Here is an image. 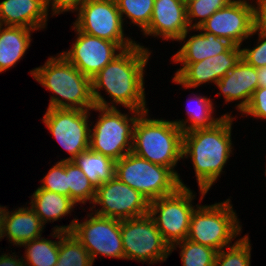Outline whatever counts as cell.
Segmentation results:
<instances>
[{
  "mask_svg": "<svg viewBox=\"0 0 266 266\" xmlns=\"http://www.w3.org/2000/svg\"><path fill=\"white\" fill-rule=\"evenodd\" d=\"M258 87H266V66L257 68Z\"/></svg>",
  "mask_w": 266,
  "mask_h": 266,
  "instance_id": "39",
  "label": "cell"
},
{
  "mask_svg": "<svg viewBox=\"0 0 266 266\" xmlns=\"http://www.w3.org/2000/svg\"><path fill=\"white\" fill-rule=\"evenodd\" d=\"M40 189H45L69 197V186L67 181V160H60L50 168L47 175L43 177Z\"/></svg>",
  "mask_w": 266,
  "mask_h": 266,
  "instance_id": "33",
  "label": "cell"
},
{
  "mask_svg": "<svg viewBox=\"0 0 266 266\" xmlns=\"http://www.w3.org/2000/svg\"><path fill=\"white\" fill-rule=\"evenodd\" d=\"M91 110L79 109H47L43 123L69 157L63 160H73L80 153L89 149Z\"/></svg>",
  "mask_w": 266,
  "mask_h": 266,
  "instance_id": "12",
  "label": "cell"
},
{
  "mask_svg": "<svg viewBox=\"0 0 266 266\" xmlns=\"http://www.w3.org/2000/svg\"><path fill=\"white\" fill-rule=\"evenodd\" d=\"M30 75L54 94L47 109L92 110L95 106L91 79L61 53L49 57L43 66L30 70Z\"/></svg>",
  "mask_w": 266,
  "mask_h": 266,
  "instance_id": "3",
  "label": "cell"
},
{
  "mask_svg": "<svg viewBox=\"0 0 266 266\" xmlns=\"http://www.w3.org/2000/svg\"><path fill=\"white\" fill-rule=\"evenodd\" d=\"M86 175L95 188L109 181L115 173V161L88 149L72 160Z\"/></svg>",
  "mask_w": 266,
  "mask_h": 266,
  "instance_id": "24",
  "label": "cell"
},
{
  "mask_svg": "<svg viewBox=\"0 0 266 266\" xmlns=\"http://www.w3.org/2000/svg\"><path fill=\"white\" fill-rule=\"evenodd\" d=\"M88 251L72 232L60 231L59 255L55 266H92Z\"/></svg>",
  "mask_w": 266,
  "mask_h": 266,
  "instance_id": "27",
  "label": "cell"
},
{
  "mask_svg": "<svg viewBox=\"0 0 266 266\" xmlns=\"http://www.w3.org/2000/svg\"><path fill=\"white\" fill-rule=\"evenodd\" d=\"M114 176L149 202L172 194L180 187L179 177L170 168L153 164L132 152L115 161Z\"/></svg>",
  "mask_w": 266,
  "mask_h": 266,
  "instance_id": "7",
  "label": "cell"
},
{
  "mask_svg": "<svg viewBox=\"0 0 266 266\" xmlns=\"http://www.w3.org/2000/svg\"><path fill=\"white\" fill-rule=\"evenodd\" d=\"M36 30L0 24V73L18 63L31 44V33Z\"/></svg>",
  "mask_w": 266,
  "mask_h": 266,
  "instance_id": "22",
  "label": "cell"
},
{
  "mask_svg": "<svg viewBox=\"0 0 266 266\" xmlns=\"http://www.w3.org/2000/svg\"><path fill=\"white\" fill-rule=\"evenodd\" d=\"M179 245V246H178ZM181 248L180 257L183 266H214L217 251L211 247L184 239L171 246V253Z\"/></svg>",
  "mask_w": 266,
  "mask_h": 266,
  "instance_id": "29",
  "label": "cell"
},
{
  "mask_svg": "<svg viewBox=\"0 0 266 266\" xmlns=\"http://www.w3.org/2000/svg\"><path fill=\"white\" fill-rule=\"evenodd\" d=\"M46 0H3L0 2V24L41 30L48 21Z\"/></svg>",
  "mask_w": 266,
  "mask_h": 266,
  "instance_id": "19",
  "label": "cell"
},
{
  "mask_svg": "<svg viewBox=\"0 0 266 266\" xmlns=\"http://www.w3.org/2000/svg\"><path fill=\"white\" fill-rule=\"evenodd\" d=\"M86 0H46L47 4V11H52V16L54 15H60L63 12H78L81 5L85 2ZM50 6V7H49Z\"/></svg>",
  "mask_w": 266,
  "mask_h": 266,
  "instance_id": "36",
  "label": "cell"
},
{
  "mask_svg": "<svg viewBox=\"0 0 266 266\" xmlns=\"http://www.w3.org/2000/svg\"><path fill=\"white\" fill-rule=\"evenodd\" d=\"M242 58L240 46L232 45L226 52L207 57L195 63H180L182 68L175 72L172 82L185 89L198 88L205 83L216 84Z\"/></svg>",
  "mask_w": 266,
  "mask_h": 266,
  "instance_id": "16",
  "label": "cell"
},
{
  "mask_svg": "<svg viewBox=\"0 0 266 266\" xmlns=\"http://www.w3.org/2000/svg\"><path fill=\"white\" fill-rule=\"evenodd\" d=\"M194 197L189 187H179L172 194L150 201L148 214L170 247L187 238Z\"/></svg>",
  "mask_w": 266,
  "mask_h": 266,
  "instance_id": "9",
  "label": "cell"
},
{
  "mask_svg": "<svg viewBox=\"0 0 266 266\" xmlns=\"http://www.w3.org/2000/svg\"><path fill=\"white\" fill-rule=\"evenodd\" d=\"M15 252L11 254L3 253L0 256V266H25L22 256L17 259Z\"/></svg>",
  "mask_w": 266,
  "mask_h": 266,
  "instance_id": "38",
  "label": "cell"
},
{
  "mask_svg": "<svg viewBox=\"0 0 266 266\" xmlns=\"http://www.w3.org/2000/svg\"><path fill=\"white\" fill-rule=\"evenodd\" d=\"M67 181L69 197L76 203H93L96 188L89 181L83 171L71 160H67Z\"/></svg>",
  "mask_w": 266,
  "mask_h": 266,
  "instance_id": "28",
  "label": "cell"
},
{
  "mask_svg": "<svg viewBox=\"0 0 266 266\" xmlns=\"http://www.w3.org/2000/svg\"><path fill=\"white\" fill-rule=\"evenodd\" d=\"M123 24L116 0H86L73 23L81 32L116 42L124 50L137 43L125 37Z\"/></svg>",
  "mask_w": 266,
  "mask_h": 266,
  "instance_id": "11",
  "label": "cell"
},
{
  "mask_svg": "<svg viewBox=\"0 0 266 266\" xmlns=\"http://www.w3.org/2000/svg\"><path fill=\"white\" fill-rule=\"evenodd\" d=\"M30 207L45 225L67 216L75 208L76 203L68 196L58 194L39 187L31 196Z\"/></svg>",
  "mask_w": 266,
  "mask_h": 266,
  "instance_id": "23",
  "label": "cell"
},
{
  "mask_svg": "<svg viewBox=\"0 0 266 266\" xmlns=\"http://www.w3.org/2000/svg\"><path fill=\"white\" fill-rule=\"evenodd\" d=\"M88 214L83 222L73 219L67 226H55L53 230L72 232L88 251L94 263L96 257H111L125 259L122 235L121 220L97 215Z\"/></svg>",
  "mask_w": 266,
  "mask_h": 266,
  "instance_id": "8",
  "label": "cell"
},
{
  "mask_svg": "<svg viewBox=\"0 0 266 266\" xmlns=\"http://www.w3.org/2000/svg\"><path fill=\"white\" fill-rule=\"evenodd\" d=\"M239 224L229 198L212 205L196 204L191 215L187 239L218 252L231 246L232 240L240 235L242 225Z\"/></svg>",
  "mask_w": 266,
  "mask_h": 266,
  "instance_id": "5",
  "label": "cell"
},
{
  "mask_svg": "<svg viewBox=\"0 0 266 266\" xmlns=\"http://www.w3.org/2000/svg\"><path fill=\"white\" fill-rule=\"evenodd\" d=\"M234 116L224 115L210 128L183 133L182 158H191L200 191V201L220 177L232 154Z\"/></svg>",
  "mask_w": 266,
  "mask_h": 266,
  "instance_id": "2",
  "label": "cell"
},
{
  "mask_svg": "<svg viewBox=\"0 0 266 266\" xmlns=\"http://www.w3.org/2000/svg\"><path fill=\"white\" fill-rule=\"evenodd\" d=\"M194 30L214 34L241 47L245 39L255 35L254 5L248 0H233Z\"/></svg>",
  "mask_w": 266,
  "mask_h": 266,
  "instance_id": "14",
  "label": "cell"
},
{
  "mask_svg": "<svg viewBox=\"0 0 266 266\" xmlns=\"http://www.w3.org/2000/svg\"><path fill=\"white\" fill-rule=\"evenodd\" d=\"M149 48L137 43L124 49L92 79V98L95 106L117 108L118 105L138 112L149 111L146 108L144 73L149 60ZM105 90L111 102L101 95ZM111 104V105H110Z\"/></svg>",
  "mask_w": 266,
  "mask_h": 266,
  "instance_id": "1",
  "label": "cell"
},
{
  "mask_svg": "<svg viewBox=\"0 0 266 266\" xmlns=\"http://www.w3.org/2000/svg\"><path fill=\"white\" fill-rule=\"evenodd\" d=\"M215 85L220 89L217 95H223L225 102L241 100L236 107L238 112L242 113L258 88L257 68L241 58L237 65Z\"/></svg>",
  "mask_w": 266,
  "mask_h": 266,
  "instance_id": "18",
  "label": "cell"
},
{
  "mask_svg": "<svg viewBox=\"0 0 266 266\" xmlns=\"http://www.w3.org/2000/svg\"><path fill=\"white\" fill-rule=\"evenodd\" d=\"M255 4H257L255 6ZM254 4V30L266 33V0H256Z\"/></svg>",
  "mask_w": 266,
  "mask_h": 266,
  "instance_id": "37",
  "label": "cell"
},
{
  "mask_svg": "<svg viewBox=\"0 0 266 266\" xmlns=\"http://www.w3.org/2000/svg\"><path fill=\"white\" fill-rule=\"evenodd\" d=\"M242 114L266 120V87H258L254 91L249 104Z\"/></svg>",
  "mask_w": 266,
  "mask_h": 266,
  "instance_id": "35",
  "label": "cell"
},
{
  "mask_svg": "<svg viewBox=\"0 0 266 266\" xmlns=\"http://www.w3.org/2000/svg\"><path fill=\"white\" fill-rule=\"evenodd\" d=\"M189 29L186 0H155L151 21L143 34L179 41Z\"/></svg>",
  "mask_w": 266,
  "mask_h": 266,
  "instance_id": "17",
  "label": "cell"
},
{
  "mask_svg": "<svg viewBox=\"0 0 266 266\" xmlns=\"http://www.w3.org/2000/svg\"><path fill=\"white\" fill-rule=\"evenodd\" d=\"M231 1L233 0H186L189 27H200L214 12L226 7Z\"/></svg>",
  "mask_w": 266,
  "mask_h": 266,
  "instance_id": "32",
  "label": "cell"
},
{
  "mask_svg": "<svg viewBox=\"0 0 266 266\" xmlns=\"http://www.w3.org/2000/svg\"><path fill=\"white\" fill-rule=\"evenodd\" d=\"M190 30L194 31V28H190L182 35L179 42L184 41V44L172 57V61L177 64L202 61L207 57L226 52L233 45L226 39L217 37L208 32H200L197 35H191L188 40H186L188 33L191 32Z\"/></svg>",
  "mask_w": 266,
  "mask_h": 266,
  "instance_id": "20",
  "label": "cell"
},
{
  "mask_svg": "<svg viewBox=\"0 0 266 266\" xmlns=\"http://www.w3.org/2000/svg\"><path fill=\"white\" fill-rule=\"evenodd\" d=\"M193 97L194 98L187 104L186 114L189 117L185 120L182 119L173 121L183 131V133L190 132L195 129L210 128L220 121L224 115H232L231 113H226L221 115V117L214 118L215 116L212 114L214 112L213 101L202 95H196ZM193 102L195 103L194 106L191 105Z\"/></svg>",
  "mask_w": 266,
  "mask_h": 266,
  "instance_id": "25",
  "label": "cell"
},
{
  "mask_svg": "<svg viewBox=\"0 0 266 266\" xmlns=\"http://www.w3.org/2000/svg\"><path fill=\"white\" fill-rule=\"evenodd\" d=\"M125 259L153 264L167 260L170 245L164 240L149 214L121 220Z\"/></svg>",
  "mask_w": 266,
  "mask_h": 266,
  "instance_id": "10",
  "label": "cell"
},
{
  "mask_svg": "<svg viewBox=\"0 0 266 266\" xmlns=\"http://www.w3.org/2000/svg\"><path fill=\"white\" fill-rule=\"evenodd\" d=\"M251 250L250 238L246 234L231 246L218 251L214 266H251Z\"/></svg>",
  "mask_w": 266,
  "mask_h": 266,
  "instance_id": "31",
  "label": "cell"
},
{
  "mask_svg": "<svg viewBox=\"0 0 266 266\" xmlns=\"http://www.w3.org/2000/svg\"><path fill=\"white\" fill-rule=\"evenodd\" d=\"M155 0H116L123 23L125 18L144 32L151 21ZM125 15V16H124ZM125 17V18H124Z\"/></svg>",
  "mask_w": 266,
  "mask_h": 266,
  "instance_id": "30",
  "label": "cell"
},
{
  "mask_svg": "<svg viewBox=\"0 0 266 266\" xmlns=\"http://www.w3.org/2000/svg\"><path fill=\"white\" fill-rule=\"evenodd\" d=\"M100 209H95L96 205ZM150 202L140 192L113 176L109 181L96 188L90 210L93 213L118 220L140 217L148 214Z\"/></svg>",
  "mask_w": 266,
  "mask_h": 266,
  "instance_id": "13",
  "label": "cell"
},
{
  "mask_svg": "<svg viewBox=\"0 0 266 266\" xmlns=\"http://www.w3.org/2000/svg\"><path fill=\"white\" fill-rule=\"evenodd\" d=\"M148 117L147 111L137 118L131 152L153 164L170 168L179 177L180 187H187L174 170L183 159V131L173 121Z\"/></svg>",
  "mask_w": 266,
  "mask_h": 266,
  "instance_id": "4",
  "label": "cell"
},
{
  "mask_svg": "<svg viewBox=\"0 0 266 266\" xmlns=\"http://www.w3.org/2000/svg\"><path fill=\"white\" fill-rule=\"evenodd\" d=\"M44 224L31 207H19L15 211L5 208L3 237L12 245L21 246L26 242L41 237Z\"/></svg>",
  "mask_w": 266,
  "mask_h": 266,
  "instance_id": "21",
  "label": "cell"
},
{
  "mask_svg": "<svg viewBox=\"0 0 266 266\" xmlns=\"http://www.w3.org/2000/svg\"><path fill=\"white\" fill-rule=\"evenodd\" d=\"M72 29L76 40L69 50L60 53L90 79L123 51L116 42L81 32L75 25Z\"/></svg>",
  "mask_w": 266,
  "mask_h": 266,
  "instance_id": "15",
  "label": "cell"
},
{
  "mask_svg": "<svg viewBox=\"0 0 266 266\" xmlns=\"http://www.w3.org/2000/svg\"><path fill=\"white\" fill-rule=\"evenodd\" d=\"M254 34H258V42L256 46L250 48H242V59L255 68L266 66V33L253 30Z\"/></svg>",
  "mask_w": 266,
  "mask_h": 266,
  "instance_id": "34",
  "label": "cell"
},
{
  "mask_svg": "<svg viewBox=\"0 0 266 266\" xmlns=\"http://www.w3.org/2000/svg\"><path fill=\"white\" fill-rule=\"evenodd\" d=\"M93 110L100 114L90 128L89 149L114 161L120 160L132 150L134 126L143 112L129 109V116L117 108L94 106Z\"/></svg>",
  "mask_w": 266,
  "mask_h": 266,
  "instance_id": "6",
  "label": "cell"
},
{
  "mask_svg": "<svg viewBox=\"0 0 266 266\" xmlns=\"http://www.w3.org/2000/svg\"><path fill=\"white\" fill-rule=\"evenodd\" d=\"M5 206L0 205V239L3 237V224H4V215H5Z\"/></svg>",
  "mask_w": 266,
  "mask_h": 266,
  "instance_id": "40",
  "label": "cell"
},
{
  "mask_svg": "<svg viewBox=\"0 0 266 266\" xmlns=\"http://www.w3.org/2000/svg\"><path fill=\"white\" fill-rule=\"evenodd\" d=\"M52 232L51 236L58 241L39 237L20 246H25L26 249L25 257L22 256L25 266L56 265L59 255L60 231L52 230Z\"/></svg>",
  "mask_w": 266,
  "mask_h": 266,
  "instance_id": "26",
  "label": "cell"
}]
</instances>
